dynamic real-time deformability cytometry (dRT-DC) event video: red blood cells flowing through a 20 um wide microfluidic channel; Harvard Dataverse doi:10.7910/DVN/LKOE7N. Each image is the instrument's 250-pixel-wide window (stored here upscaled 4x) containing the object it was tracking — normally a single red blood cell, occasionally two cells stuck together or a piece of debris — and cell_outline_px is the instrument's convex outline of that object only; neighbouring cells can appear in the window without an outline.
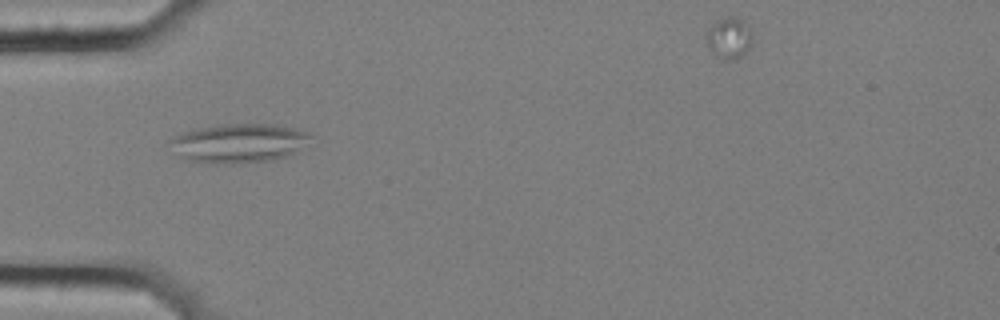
{"species": "common noctule bat (a hibernating species)", "species_latin": "Nyctalus noctula", "temperature_condition": "cold", "stored_images_in_passage": 38, "camera_frame_rate_fps": 3000, "um_per_image_px": 0.085, "animal": {"sex": "female", "body_mass_g": 25.1}, "frame": {"image": 1, "passage_image": 1, "time_ms": 0.0, "image_size_px": [1000, 320], "cell_outline_px": [[312, 136], [296, 152], [272, 160], [240, 164], [216, 164], [192, 160], [180, 156], [164, 144], [168, 140], [184, 132], [204, 128], [232, 124], [276, 124], [296, 128], [308, 132]], "centroid_in_image_um": [20.29, 12.18], "position_along_channel_um": 64.7, "area_um2": 31.85}}